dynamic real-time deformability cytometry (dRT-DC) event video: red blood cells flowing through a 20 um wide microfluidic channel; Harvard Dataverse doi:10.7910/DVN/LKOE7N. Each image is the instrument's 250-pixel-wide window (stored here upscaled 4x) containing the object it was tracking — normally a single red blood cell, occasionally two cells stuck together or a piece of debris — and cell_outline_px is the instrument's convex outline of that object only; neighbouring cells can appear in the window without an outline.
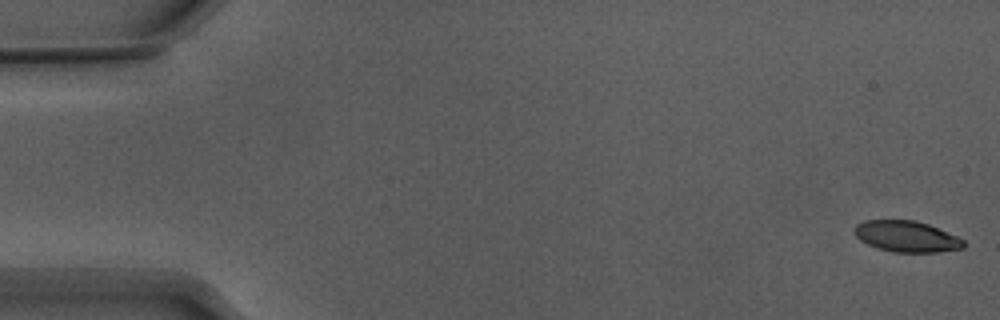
{"species": "Egyptian fruit bat (a non-hibernating species)", "species_latin": "Rousettus aegyptiacus", "temperature_condition": "warm", "stored_images_in_passage": 54, "camera_frame_rate_fps": 3000, "um_per_image_px": 0.085, "animal": {"sex": "male"}, "frame": {"image": 1, "passage_image": 1, "time_ms": 0.0, "image_size_px": [1000, 320], "cell_outline_px": [[964, 248], [936, 252], [892, 252], [876, 248], [860, 240], [856, 236], [856, 224], [864, 220], [916, 220], [928, 224], [956, 236], [964, 240]], "centroid_in_image_um": [77.05, 20.1], "position_along_channel_um": 7.9, "area_um2": 19.65}}
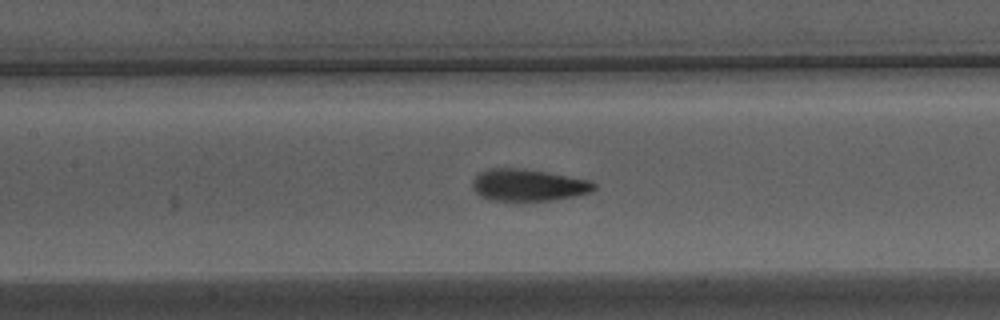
{"frame": {"image": 2, "passage_image": 25, "time_ms": 8.0, "image_size_px": [1000, 320], "cell_outline_px": [[596, 188], [592, 192], [552, 200], [488, 200], [480, 196], [472, 188], [472, 180], [480, 172], [488, 168], [516, 168], [548, 172], [592, 180], [596, 184]], "centroid_in_image_um": [44.9, 15.72], "position_along_channel_um": 162.5, "area_um2": 22.66}}
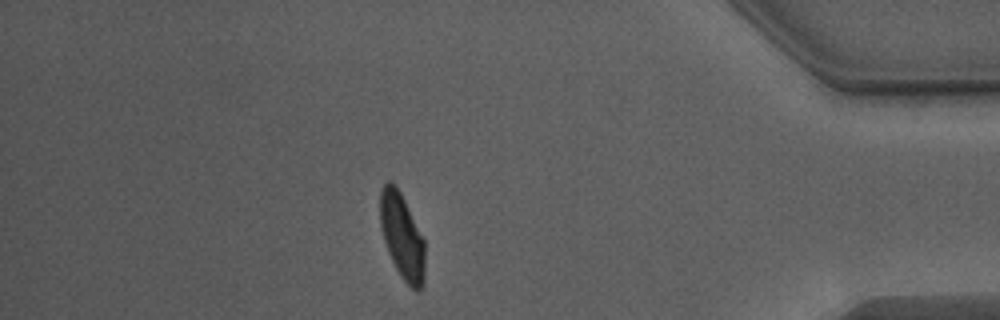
{"frame": {"image": 3, "passage_image": 47, "time_ms": 15.333, "image_size_px": [1000, 320], "cell_outline_px": [[424, 284], [420, 292], [416, 292], [400, 276], [388, 252], [384, 240], [380, 224], [380, 192], [384, 184], [388, 180], [400, 192], [424, 240]], "centroid_in_image_um": [34.18, 20.14], "position_along_channel_um": 401.0, "area_um2": 22.02}, "authors_computed_cell_mechanics": {"area_um2": 22.1085, "velocity_mm_per_s": 3.8322, "shape_relaxation_time_tau1_ms": 3.1345, "shape_relaxation_time_tau2_ms": 1.3528, "deformation_change_tau1": 0.1659, "deformation_change_tau2": 0.0749}}